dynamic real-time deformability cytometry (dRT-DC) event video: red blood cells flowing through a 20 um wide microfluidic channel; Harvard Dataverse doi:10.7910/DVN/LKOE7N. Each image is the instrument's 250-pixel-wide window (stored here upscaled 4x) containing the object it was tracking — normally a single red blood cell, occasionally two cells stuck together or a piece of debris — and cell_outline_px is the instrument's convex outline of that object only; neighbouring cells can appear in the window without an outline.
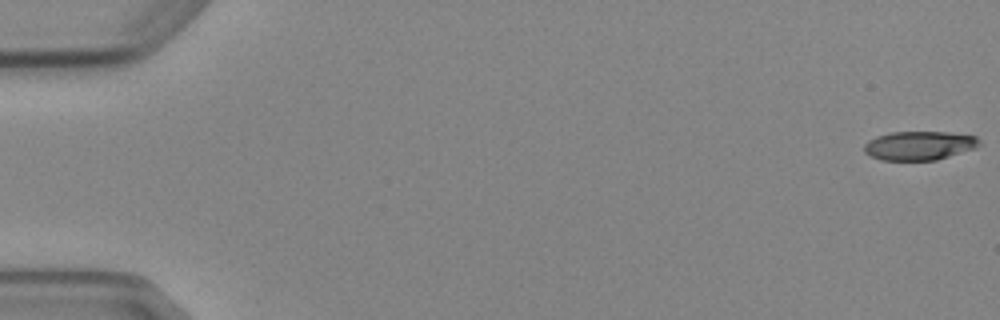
{"species": "Egyptian fruit bat (a non-hibernating species)", "species_latin": "Rousettus aegyptiacus", "temperature_condition": "cold", "stored_images_in_passage": 5, "camera_frame_rate_fps": 3000, "um_per_image_px": 0.085, "animal": {"sex": "female"}, "frame": {"image": 1, "passage_image": 1, "time_ms": 0.0, "image_size_px": [1000, 320], "cell_outline_px": [[980, 144], [976, 148], [936, 160], [880, 160], [864, 152], [864, 144], [868, 140], [876, 136], [892, 132], [948, 132], [976, 136], [980, 140]], "centroid_in_image_um": [78.14, 12.37], "position_along_channel_um": 6.9, "area_um2": 19.42}}